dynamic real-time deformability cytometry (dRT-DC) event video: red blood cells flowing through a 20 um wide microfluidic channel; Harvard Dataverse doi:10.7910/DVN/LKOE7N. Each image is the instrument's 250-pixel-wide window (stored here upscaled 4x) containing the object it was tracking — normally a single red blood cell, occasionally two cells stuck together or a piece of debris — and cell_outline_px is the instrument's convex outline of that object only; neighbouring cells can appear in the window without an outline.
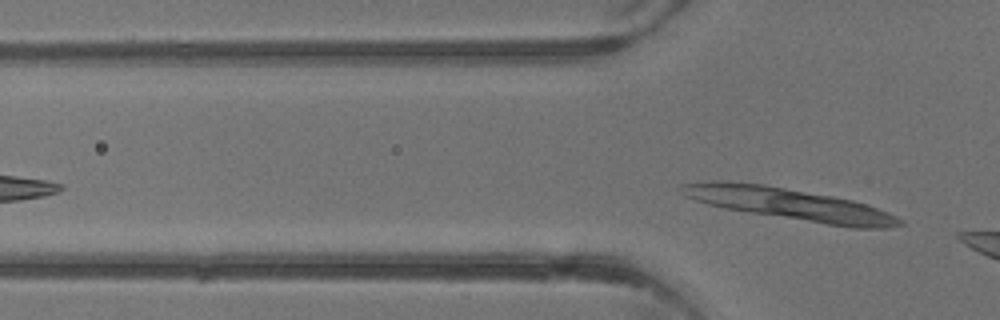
{"species": "common noctule bat (a hibernating species)", "species_latin": "Nyctalus noctula", "temperature_condition": "warm", "stored_images_in_passage": 3, "camera_frame_rate_fps": 3000, "um_per_image_px": 0.085, "animal": {"sex": "male", "body_mass_g": 13.3}, "frame": {"image": 1, "passage_image": 3, "time_ms": 2.333, "image_size_px": [1000, 320], "cell_outline_px": [[904, 224], [888, 228], [852, 228], [824, 224], [748, 212], [724, 208], [708, 204], [684, 196], [680, 188], [680, 184], [716, 180], [728, 180], [764, 184], [832, 196], [852, 200], [876, 208], [896, 216], [904, 220]], "centroid_in_image_um": [67.09, 17.34], "position_along_channel_um": 58.7, "area_um2": 40.46}}